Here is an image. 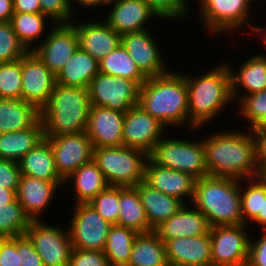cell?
Listing matches in <instances>:
<instances>
[{"mask_svg":"<svg viewBox=\"0 0 266 266\" xmlns=\"http://www.w3.org/2000/svg\"><path fill=\"white\" fill-rule=\"evenodd\" d=\"M207 136L201 140L209 176L238 180L257 177L255 141L251 130L229 129Z\"/></svg>","mask_w":266,"mask_h":266,"instance_id":"6da1fadb","label":"cell"},{"mask_svg":"<svg viewBox=\"0 0 266 266\" xmlns=\"http://www.w3.org/2000/svg\"><path fill=\"white\" fill-rule=\"evenodd\" d=\"M200 75V76H199ZM185 74L188 89L189 132H198L232 105L231 73L222 62L205 73ZM222 111V112H221Z\"/></svg>","mask_w":266,"mask_h":266,"instance_id":"7a4b0ae2","label":"cell"},{"mask_svg":"<svg viewBox=\"0 0 266 266\" xmlns=\"http://www.w3.org/2000/svg\"><path fill=\"white\" fill-rule=\"evenodd\" d=\"M138 105L167 128L179 126V129H189L185 73L169 70L147 78L140 87Z\"/></svg>","mask_w":266,"mask_h":266,"instance_id":"3957f363","label":"cell"},{"mask_svg":"<svg viewBox=\"0 0 266 266\" xmlns=\"http://www.w3.org/2000/svg\"><path fill=\"white\" fill-rule=\"evenodd\" d=\"M191 204L206 216L210 227L243 224L238 179L213 176L197 179Z\"/></svg>","mask_w":266,"mask_h":266,"instance_id":"277c9868","label":"cell"},{"mask_svg":"<svg viewBox=\"0 0 266 266\" xmlns=\"http://www.w3.org/2000/svg\"><path fill=\"white\" fill-rule=\"evenodd\" d=\"M90 108L88 88L56 83L48 103L40 110L45 137L85 132Z\"/></svg>","mask_w":266,"mask_h":266,"instance_id":"5b68a950","label":"cell"},{"mask_svg":"<svg viewBox=\"0 0 266 266\" xmlns=\"http://www.w3.org/2000/svg\"><path fill=\"white\" fill-rule=\"evenodd\" d=\"M148 158L143 150L124 145L93 149V160L110 186H137L143 182Z\"/></svg>","mask_w":266,"mask_h":266,"instance_id":"8992f818","label":"cell"},{"mask_svg":"<svg viewBox=\"0 0 266 266\" xmlns=\"http://www.w3.org/2000/svg\"><path fill=\"white\" fill-rule=\"evenodd\" d=\"M169 138L159 140L149 158L157 165L200 179L209 176L202 140Z\"/></svg>","mask_w":266,"mask_h":266,"instance_id":"52a82bcc","label":"cell"},{"mask_svg":"<svg viewBox=\"0 0 266 266\" xmlns=\"http://www.w3.org/2000/svg\"><path fill=\"white\" fill-rule=\"evenodd\" d=\"M197 3L199 21H203L202 26L206 27L209 35L234 34L233 31H242L245 27L251 28L247 33L252 34L255 24H250L249 19L254 6L248 0H197Z\"/></svg>","mask_w":266,"mask_h":266,"instance_id":"ba28073f","label":"cell"},{"mask_svg":"<svg viewBox=\"0 0 266 266\" xmlns=\"http://www.w3.org/2000/svg\"><path fill=\"white\" fill-rule=\"evenodd\" d=\"M42 221L31 220L25 235L33 243L44 266H69L72 250L69 230Z\"/></svg>","mask_w":266,"mask_h":266,"instance_id":"9c48e42d","label":"cell"},{"mask_svg":"<svg viewBox=\"0 0 266 266\" xmlns=\"http://www.w3.org/2000/svg\"><path fill=\"white\" fill-rule=\"evenodd\" d=\"M140 87L136 81L99 72L88 87L90 102L93 106L126 113L139 103Z\"/></svg>","mask_w":266,"mask_h":266,"instance_id":"30bf717a","label":"cell"},{"mask_svg":"<svg viewBox=\"0 0 266 266\" xmlns=\"http://www.w3.org/2000/svg\"><path fill=\"white\" fill-rule=\"evenodd\" d=\"M68 228L72 248L104 251L111 226L89 203L73 205ZM73 213V214H72Z\"/></svg>","mask_w":266,"mask_h":266,"instance_id":"8fae6325","label":"cell"},{"mask_svg":"<svg viewBox=\"0 0 266 266\" xmlns=\"http://www.w3.org/2000/svg\"><path fill=\"white\" fill-rule=\"evenodd\" d=\"M247 228L246 224L210 227L212 266L247 265L251 236Z\"/></svg>","mask_w":266,"mask_h":266,"instance_id":"7c38bea8","label":"cell"},{"mask_svg":"<svg viewBox=\"0 0 266 266\" xmlns=\"http://www.w3.org/2000/svg\"><path fill=\"white\" fill-rule=\"evenodd\" d=\"M167 127L152 117L140 105L132 106L124 116L122 145L143 150L148 155L156 143L167 134ZM164 134V135H163Z\"/></svg>","mask_w":266,"mask_h":266,"instance_id":"4fadbf2b","label":"cell"},{"mask_svg":"<svg viewBox=\"0 0 266 266\" xmlns=\"http://www.w3.org/2000/svg\"><path fill=\"white\" fill-rule=\"evenodd\" d=\"M45 138L50 142L56 170L63 180L93 159L94 148L85 132Z\"/></svg>","mask_w":266,"mask_h":266,"instance_id":"5bb4252c","label":"cell"},{"mask_svg":"<svg viewBox=\"0 0 266 266\" xmlns=\"http://www.w3.org/2000/svg\"><path fill=\"white\" fill-rule=\"evenodd\" d=\"M55 84L56 76L34 51H28L22 57L21 99L40 111L48 103Z\"/></svg>","mask_w":266,"mask_h":266,"instance_id":"9a60e30c","label":"cell"},{"mask_svg":"<svg viewBox=\"0 0 266 266\" xmlns=\"http://www.w3.org/2000/svg\"><path fill=\"white\" fill-rule=\"evenodd\" d=\"M45 39L34 52L56 76L79 48L78 36L72 23L52 24Z\"/></svg>","mask_w":266,"mask_h":266,"instance_id":"2e32d148","label":"cell"},{"mask_svg":"<svg viewBox=\"0 0 266 266\" xmlns=\"http://www.w3.org/2000/svg\"><path fill=\"white\" fill-rule=\"evenodd\" d=\"M153 35L149 29L121 35V45L146 78L162 75L170 70L157 45L158 40Z\"/></svg>","mask_w":266,"mask_h":266,"instance_id":"e0dca14e","label":"cell"},{"mask_svg":"<svg viewBox=\"0 0 266 266\" xmlns=\"http://www.w3.org/2000/svg\"><path fill=\"white\" fill-rule=\"evenodd\" d=\"M107 6L104 20L120 35L147 30V22L158 17L145 0H112Z\"/></svg>","mask_w":266,"mask_h":266,"instance_id":"ac0fdd59","label":"cell"},{"mask_svg":"<svg viewBox=\"0 0 266 266\" xmlns=\"http://www.w3.org/2000/svg\"><path fill=\"white\" fill-rule=\"evenodd\" d=\"M63 185L64 181H45L21 175L16 199L30 220H41L42 214L53 203L56 190L64 188Z\"/></svg>","mask_w":266,"mask_h":266,"instance_id":"d6986e66","label":"cell"},{"mask_svg":"<svg viewBox=\"0 0 266 266\" xmlns=\"http://www.w3.org/2000/svg\"><path fill=\"white\" fill-rule=\"evenodd\" d=\"M76 30L79 48L100 62L105 56L115 50L121 44V35L115 32L107 22L103 20H86L71 22Z\"/></svg>","mask_w":266,"mask_h":266,"instance_id":"ffe728a7","label":"cell"},{"mask_svg":"<svg viewBox=\"0 0 266 266\" xmlns=\"http://www.w3.org/2000/svg\"><path fill=\"white\" fill-rule=\"evenodd\" d=\"M124 116L120 111L91 105L85 133L93 148L122 145Z\"/></svg>","mask_w":266,"mask_h":266,"instance_id":"44dd1931","label":"cell"},{"mask_svg":"<svg viewBox=\"0 0 266 266\" xmlns=\"http://www.w3.org/2000/svg\"><path fill=\"white\" fill-rule=\"evenodd\" d=\"M195 181L191 175L161 167L150 158L146 162L144 182L161 193L180 199L184 204L193 200Z\"/></svg>","mask_w":266,"mask_h":266,"instance_id":"7402d4cb","label":"cell"},{"mask_svg":"<svg viewBox=\"0 0 266 266\" xmlns=\"http://www.w3.org/2000/svg\"><path fill=\"white\" fill-rule=\"evenodd\" d=\"M162 241L170 266H212L209 232L196 237Z\"/></svg>","mask_w":266,"mask_h":266,"instance_id":"603a6c76","label":"cell"},{"mask_svg":"<svg viewBox=\"0 0 266 266\" xmlns=\"http://www.w3.org/2000/svg\"><path fill=\"white\" fill-rule=\"evenodd\" d=\"M209 231L210 225L206 216L191 203L184 204L179 211L154 229L161 240L196 237Z\"/></svg>","mask_w":266,"mask_h":266,"instance_id":"cb8c5ba5","label":"cell"},{"mask_svg":"<svg viewBox=\"0 0 266 266\" xmlns=\"http://www.w3.org/2000/svg\"><path fill=\"white\" fill-rule=\"evenodd\" d=\"M247 59L236 69L226 61L231 73L233 102H238L243 96L266 89V54H255Z\"/></svg>","mask_w":266,"mask_h":266,"instance_id":"d4e9b609","label":"cell"},{"mask_svg":"<svg viewBox=\"0 0 266 266\" xmlns=\"http://www.w3.org/2000/svg\"><path fill=\"white\" fill-rule=\"evenodd\" d=\"M135 187L145 209L147 221L153 230L162 222L168 220L184 205L180 199L161 193L144 181Z\"/></svg>","mask_w":266,"mask_h":266,"instance_id":"484cf974","label":"cell"},{"mask_svg":"<svg viewBox=\"0 0 266 266\" xmlns=\"http://www.w3.org/2000/svg\"><path fill=\"white\" fill-rule=\"evenodd\" d=\"M67 182L69 184L73 183L74 204L89 203L101 191L110 186L103 172L98 168L97 163L93 159L81 165L65 179L64 187L68 184Z\"/></svg>","mask_w":266,"mask_h":266,"instance_id":"4316f807","label":"cell"},{"mask_svg":"<svg viewBox=\"0 0 266 266\" xmlns=\"http://www.w3.org/2000/svg\"><path fill=\"white\" fill-rule=\"evenodd\" d=\"M98 73V61L78 48L56 75V83L70 87L88 88Z\"/></svg>","mask_w":266,"mask_h":266,"instance_id":"83f0119b","label":"cell"},{"mask_svg":"<svg viewBox=\"0 0 266 266\" xmlns=\"http://www.w3.org/2000/svg\"><path fill=\"white\" fill-rule=\"evenodd\" d=\"M21 175L45 181H64L58 174L50 142L45 138L19 161Z\"/></svg>","mask_w":266,"mask_h":266,"instance_id":"f1b7e54d","label":"cell"},{"mask_svg":"<svg viewBox=\"0 0 266 266\" xmlns=\"http://www.w3.org/2000/svg\"><path fill=\"white\" fill-rule=\"evenodd\" d=\"M45 139L44 127L39 118L30 128L0 133V159L18 162L29 150Z\"/></svg>","mask_w":266,"mask_h":266,"instance_id":"f546056e","label":"cell"},{"mask_svg":"<svg viewBox=\"0 0 266 266\" xmlns=\"http://www.w3.org/2000/svg\"><path fill=\"white\" fill-rule=\"evenodd\" d=\"M40 118V111L22 99L0 98V133L30 128Z\"/></svg>","mask_w":266,"mask_h":266,"instance_id":"4dcf8cb0","label":"cell"},{"mask_svg":"<svg viewBox=\"0 0 266 266\" xmlns=\"http://www.w3.org/2000/svg\"><path fill=\"white\" fill-rule=\"evenodd\" d=\"M120 212L117 225L133 229L138 233L154 231L148 221L135 186H120Z\"/></svg>","mask_w":266,"mask_h":266,"instance_id":"1f68e13d","label":"cell"},{"mask_svg":"<svg viewBox=\"0 0 266 266\" xmlns=\"http://www.w3.org/2000/svg\"><path fill=\"white\" fill-rule=\"evenodd\" d=\"M127 266H170L165 243L154 231L139 233L134 240Z\"/></svg>","mask_w":266,"mask_h":266,"instance_id":"d6a6232c","label":"cell"},{"mask_svg":"<svg viewBox=\"0 0 266 266\" xmlns=\"http://www.w3.org/2000/svg\"><path fill=\"white\" fill-rule=\"evenodd\" d=\"M47 20L50 19L42 13L14 12L10 23L20 43L27 51H34L37 47L36 44L40 45L37 42L42 43L43 37L48 35ZM45 32L47 33L45 34Z\"/></svg>","mask_w":266,"mask_h":266,"instance_id":"836d02e7","label":"cell"},{"mask_svg":"<svg viewBox=\"0 0 266 266\" xmlns=\"http://www.w3.org/2000/svg\"><path fill=\"white\" fill-rule=\"evenodd\" d=\"M138 232L119 225H111L104 254L110 266H127Z\"/></svg>","mask_w":266,"mask_h":266,"instance_id":"e575fe53","label":"cell"},{"mask_svg":"<svg viewBox=\"0 0 266 266\" xmlns=\"http://www.w3.org/2000/svg\"><path fill=\"white\" fill-rule=\"evenodd\" d=\"M98 64L99 72L136 81L140 86L147 79L137 68L135 61L121 44L98 62Z\"/></svg>","mask_w":266,"mask_h":266,"instance_id":"d590c367","label":"cell"},{"mask_svg":"<svg viewBox=\"0 0 266 266\" xmlns=\"http://www.w3.org/2000/svg\"><path fill=\"white\" fill-rule=\"evenodd\" d=\"M246 181L249 182L247 183ZM262 197H266V184L258 177L240 180L243 224L248 225L258 213H261Z\"/></svg>","mask_w":266,"mask_h":266,"instance_id":"8d00e7d4","label":"cell"},{"mask_svg":"<svg viewBox=\"0 0 266 266\" xmlns=\"http://www.w3.org/2000/svg\"><path fill=\"white\" fill-rule=\"evenodd\" d=\"M30 221L17 199L6 205L0 204V238L25 235Z\"/></svg>","mask_w":266,"mask_h":266,"instance_id":"74e56055","label":"cell"},{"mask_svg":"<svg viewBox=\"0 0 266 266\" xmlns=\"http://www.w3.org/2000/svg\"><path fill=\"white\" fill-rule=\"evenodd\" d=\"M22 58L0 62V98L21 99Z\"/></svg>","mask_w":266,"mask_h":266,"instance_id":"f35d334b","label":"cell"},{"mask_svg":"<svg viewBox=\"0 0 266 266\" xmlns=\"http://www.w3.org/2000/svg\"><path fill=\"white\" fill-rule=\"evenodd\" d=\"M237 106V115L248 121L249 130L256 128L266 117V89L243 96ZM240 113V114H239Z\"/></svg>","mask_w":266,"mask_h":266,"instance_id":"ab89813d","label":"cell"},{"mask_svg":"<svg viewBox=\"0 0 266 266\" xmlns=\"http://www.w3.org/2000/svg\"><path fill=\"white\" fill-rule=\"evenodd\" d=\"M120 186H109L94 197L89 204L111 225H117L120 212Z\"/></svg>","mask_w":266,"mask_h":266,"instance_id":"60d3db41","label":"cell"},{"mask_svg":"<svg viewBox=\"0 0 266 266\" xmlns=\"http://www.w3.org/2000/svg\"><path fill=\"white\" fill-rule=\"evenodd\" d=\"M28 51L20 43L10 22H0V62L21 59Z\"/></svg>","mask_w":266,"mask_h":266,"instance_id":"b9f144b4","label":"cell"},{"mask_svg":"<svg viewBox=\"0 0 266 266\" xmlns=\"http://www.w3.org/2000/svg\"><path fill=\"white\" fill-rule=\"evenodd\" d=\"M150 8L158 15V20L185 19L190 14V4L187 0H145Z\"/></svg>","mask_w":266,"mask_h":266,"instance_id":"7bdbcfd3","label":"cell"},{"mask_svg":"<svg viewBox=\"0 0 266 266\" xmlns=\"http://www.w3.org/2000/svg\"><path fill=\"white\" fill-rule=\"evenodd\" d=\"M41 11L51 20L52 24L71 23L76 17L74 14L70 0H39Z\"/></svg>","mask_w":266,"mask_h":266,"instance_id":"ee69618b","label":"cell"},{"mask_svg":"<svg viewBox=\"0 0 266 266\" xmlns=\"http://www.w3.org/2000/svg\"><path fill=\"white\" fill-rule=\"evenodd\" d=\"M69 266H110L104 251L72 248Z\"/></svg>","mask_w":266,"mask_h":266,"instance_id":"f6af8a7d","label":"cell"},{"mask_svg":"<svg viewBox=\"0 0 266 266\" xmlns=\"http://www.w3.org/2000/svg\"><path fill=\"white\" fill-rule=\"evenodd\" d=\"M21 172L16 161L0 159V187L17 192Z\"/></svg>","mask_w":266,"mask_h":266,"instance_id":"bcb514c9","label":"cell"},{"mask_svg":"<svg viewBox=\"0 0 266 266\" xmlns=\"http://www.w3.org/2000/svg\"><path fill=\"white\" fill-rule=\"evenodd\" d=\"M17 253L19 254L20 266H44L33 243L26 235L17 237Z\"/></svg>","mask_w":266,"mask_h":266,"instance_id":"7dc6e473","label":"cell"},{"mask_svg":"<svg viewBox=\"0 0 266 266\" xmlns=\"http://www.w3.org/2000/svg\"><path fill=\"white\" fill-rule=\"evenodd\" d=\"M260 234L257 239L250 237L246 266H266V230Z\"/></svg>","mask_w":266,"mask_h":266,"instance_id":"c3c4849f","label":"cell"},{"mask_svg":"<svg viewBox=\"0 0 266 266\" xmlns=\"http://www.w3.org/2000/svg\"><path fill=\"white\" fill-rule=\"evenodd\" d=\"M0 266H20L17 237L0 238Z\"/></svg>","mask_w":266,"mask_h":266,"instance_id":"681fc988","label":"cell"},{"mask_svg":"<svg viewBox=\"0 0 266 266\" xmlns=\"http://www.w3.org/2000/svg\"><path fill=\"white\" fill-rule=\"evenodd\" d=\"M258 170L266 164V132L252 131Z\"/></svg>","mask_w":266,"mask_h":266,"instance_id":"f907efd6","label":"cell"},{"mask_svg":"<svg viewBox=\"0 0 266 266\" xmlns=\"http://www.w3.org/2000/svg\"><path fill=\"white\" fill-rule=\"evenodd\" d=\"M14 12L42 13L39 0H13Z\"/></svg>","mask_w":266,"mask_h":266,"instance_id":"816d5d0a","label":"cell"},{"mask_svg":"<svg viewBox=\"0 0 266 266\" xmlns=\"http://www.w3.org/2000/svg\"><path fill=\"white\" fill-rule=\"evenodd\" d=\"M110 2V0H70V4H71V8L73 10V12L76 14L75 11H77L76 8V4L81 5L82 8H94L96 9V7L100 9V7L106 8V5H108ZM75 9V10H74Z\"/></svg>","mask_w":266,"mask_h":266,"instance_id":"f5cc1de1","label":"cell"},{"mask_svg":"<svg viewBox=\"0 0 266 266\" xmlns=\"http://www.w3.org/2000/svg\"><path fill=\"white\" fill-rule=\"evenodd\" d=\"M13 13V0H0V22H10Z\"/></svg>","mask_w":266,"mask_h":266,"instance_id":"db71d44e","label":"cell"},{"mask_svg":"<svg viewBox=\"0 0 266 266\" xmlns=\"http://www.w3.org/2000/svg\"><path fill=\"white\" fill-rule=\"evenodd\" d=\"M254 223V227L257 225L260 227V231L266 230V197H262L261 213L251 221L250 224Z\"/></svg>","mask_w":266,"mask_h":266,"instance_id":"11a10c76","label":"cell"},{"mask_svg":"<svg viewBox=\"0 0 266 266\" xmlns=\"http://www.w3.org/2000/svg\"><path fill=\"white\" fill-rule=\"evenodd\" d=\"M16 199V193L13 190H8L0 187V204H9Z\"/></svg>","mask_w":266,"mask_h":266,"instance_id":"9f6ffc18","label":"cell"},{"mask_svg":"<svg viewBox=\"0 0 266 266\" xmlns=\"http://www.w3.org/2000/svg\"><path fill=\"white\" fill-rule=\"evenodd\" d=\"M265 28V29H264ZM255 33H254V32ZM252 33H254V35L255 34H258V37L260 38V40L263 42L262 44H264L265 45V47H266V26L265 27H263V26H257L256 27V25L253 27V30H252ZM265 34V35H264ZM261 36V37H260Z\"/></svg>","mask_w":266,"mask_h":266,"instance_id":"6f0895ef","label":"cell"},{"mask_svg":"<svg viewBox=\"0 0 266 266\" xmlns=\"http://www.w3.org/2000/svg\"><path fill=\"white\" fill-rule=\"evenodd\" d=\"M257 177L264 183L266 184V164L263 165L259 170H258V175Z\"/></svg>","mask_w":266,"mask_h":266,"instance_id":"680465c9","label":"cell"},{"mask_svg":"<svg viewBox=\"0 0 266 266\" xmlns=\"http://www.w3.org/2000/svg\"><path fill=\"white\" fill-rule=\"evenodd\" d=\"M251 131L266 132V117L263 119V121L256 128L251 129Z\"/></svg>","mask_w":266,"mask_h":266,"instance_id":"91938a15","label":"cell"},{"mask_svg":"<svg viewBox=\"0 0 266 266\" xmlns=\"http://www.w3.org/2000/svg\"><path fill=\"white\" fill-rule=\"evenodd\" d=\"M252 5H254L253 4V2H255L256 3V0L254 1V0H248ZM265 1V0H264ZM264 1L263 0H257V2H263L264 3ZM266 2V1H265Z\"/></svg>","mask_w":266,"mask_h":266,"instance_id":"94428289","label":"cell"}]
</instances>
